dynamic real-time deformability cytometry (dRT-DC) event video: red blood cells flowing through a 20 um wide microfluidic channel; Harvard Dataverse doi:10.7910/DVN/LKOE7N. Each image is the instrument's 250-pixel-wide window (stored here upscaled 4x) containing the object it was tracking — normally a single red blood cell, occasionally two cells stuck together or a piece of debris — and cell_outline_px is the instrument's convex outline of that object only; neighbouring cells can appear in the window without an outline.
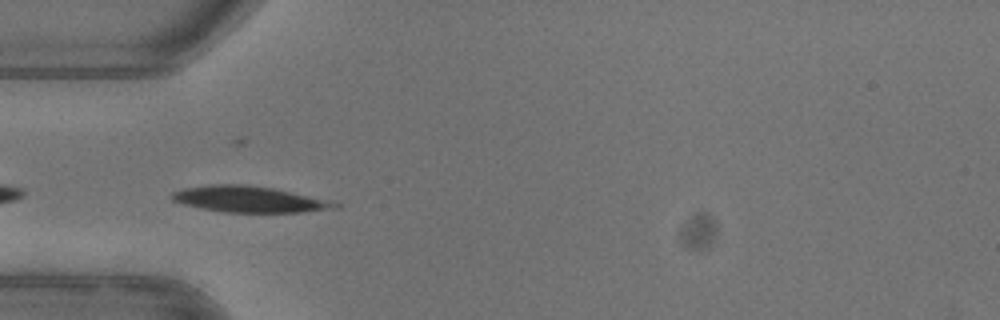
{"species": "common noctule bat (a hibernating species)", "species_latin": "Nyctalus noctula", "temperature_condition": "warm", "stored_images_in_passage": 38, "camera_frame_rate_fps": 3000, "um_per_image_px": 0.085, "animal": {"sex": "female"}, "frame": {"image": 1, "passage_image": 1, "time_ms": 0.0, "image_size_px": [1000, 320], "cell_outline_px": [[340, 208], [300, 212], [220, 212], [200, 208], [184, 204], [172, 200], [172, 192], [184, 188], [212, 184], [244, 184], [272, 188], [328, 200], [340, 204]], "centroid_in_image_um": [21.16, 16.94], "position_along_channel_um": 63.8, "area_um2": 24.62}}